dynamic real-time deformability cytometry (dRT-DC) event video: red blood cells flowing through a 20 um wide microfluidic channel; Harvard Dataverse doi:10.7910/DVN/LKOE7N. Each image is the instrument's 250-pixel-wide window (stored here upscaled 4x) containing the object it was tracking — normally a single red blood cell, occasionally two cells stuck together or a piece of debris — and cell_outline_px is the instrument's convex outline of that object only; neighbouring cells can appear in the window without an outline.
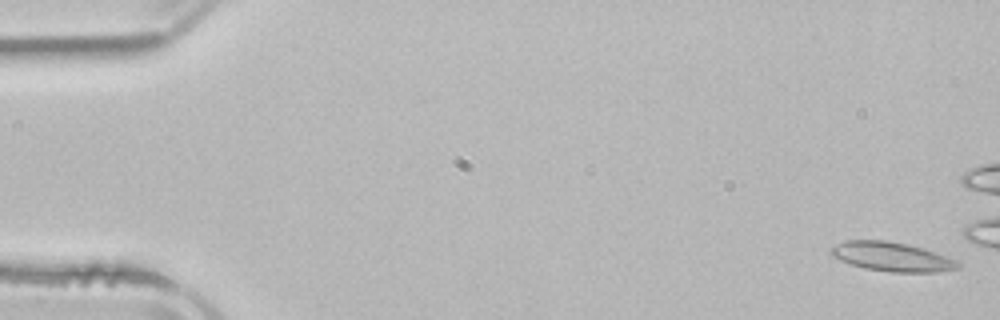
{"species": "common noctule bat (a hibernating species)", "species_latin": "Nyctalus noctula", "temperature_condition": "room temperature", "stored_images_in_passage": 14, "camera_frame_rate_fps": 3000, "um_per_image_px": 0.085, "animal": {"sex": "male", "body_mass_g": 21.5, "forearm_length_mm": 52.0}, "frame": {"image": 1, "passage_image": 1, "time_ms": 0.0, "image_size_px": [1000, 320], "cell_outline_px": [[964, 264], [960, 268], [940, 272], [892, 272], [864, 268], [840, 260], [832, 256], [828, 252], [836, 244], [848, 240], [888, 240], [908, 244], [924, 248], [936, 252], [956, 260]], "centroid_in_image_um": [75.86, 21.82], "position_along_channel_um": 9.1, "area_um2": 21.79}}